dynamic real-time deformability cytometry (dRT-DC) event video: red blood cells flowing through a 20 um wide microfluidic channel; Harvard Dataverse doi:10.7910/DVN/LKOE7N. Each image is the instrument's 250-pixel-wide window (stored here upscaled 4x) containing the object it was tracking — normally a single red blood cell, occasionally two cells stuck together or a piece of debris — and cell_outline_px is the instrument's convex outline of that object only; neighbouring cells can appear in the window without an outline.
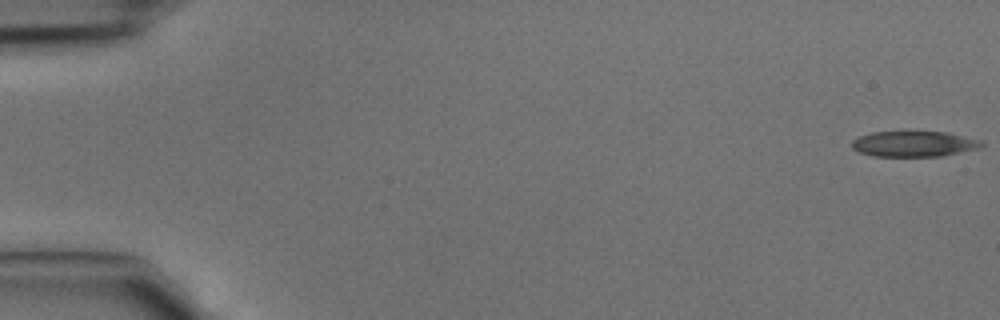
{"species": "common noctule bat (a hibernating species)", "species_latin": "Nyctalus noctula", "temperature_condition": "cold", "stored_images_in_passage": 4, "camera_frame_rate_fps": 3000, "um_per_image_px": 0.085, "animal": {"sex": "male", "body_mass_g": 15.6}, "frame": {"image": 1, "passage_image": 1, "time_ms": 0.0, "image_size_px": [1000, 320], "cell_outline_px": [[984, 144], [980, 148], [940, 156], [872, 156], [860, 152], [852, 148], [852, 140], [860, 136], [872, 132], [948, 132], [984, 140]], "centroid_in_image_um": [77.73, 12.23], "position_along_channel_um": 7.3, "area_um2": 19.36}}
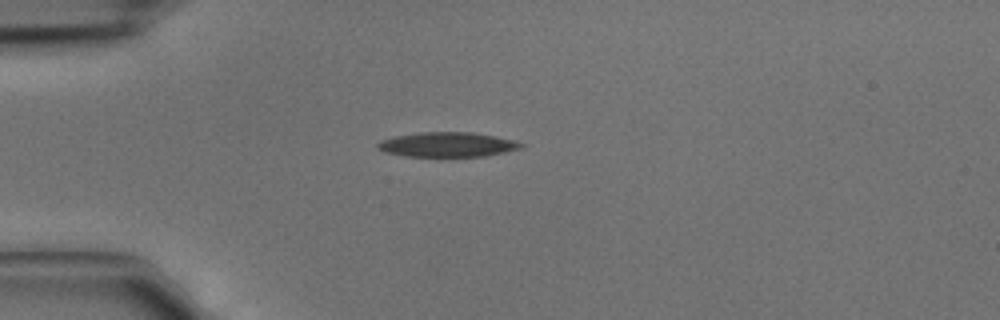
{"frame": {"image": 2, "passage_image": 4, "time_ms": 1.0, "image_size_px": [1000, 320], "cell_outline_px": [[524, 144], [520, 148], [504, 152], [484, 156], [404, 156], [384, 152], [376, 148], [376, 144], [380, 140], [392, 136], [420, 132], [472, 132], [496, 136], [512, 140]], "centroid_in_image_um": [37.95, 12.28], "position_along_channel_um": 47.1, "area_um2": 20.63}}